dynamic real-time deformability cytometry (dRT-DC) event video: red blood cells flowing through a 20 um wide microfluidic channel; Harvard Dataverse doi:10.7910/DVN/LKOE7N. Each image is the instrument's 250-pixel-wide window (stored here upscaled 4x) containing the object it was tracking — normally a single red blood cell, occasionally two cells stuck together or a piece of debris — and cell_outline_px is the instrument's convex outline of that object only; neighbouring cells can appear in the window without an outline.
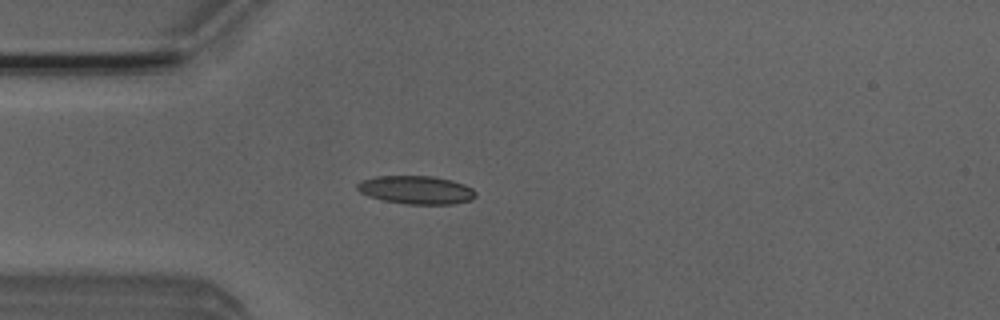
{"species": "Egyptian fruit bat (a non-hibernating species)", "species_latin": "Rousettus aegyptiacus", "temperature_condition": "room temperature", "stored_images_in_passage": 3, "camera_frame_rate_fps": 3000, "um_per_image_px": 0.085, "animal": {"sex": "male"}, "frame": {"image": 1, "passage_image": 2, "time_ms": 0.333, "image_size_px": [1000, 320], "cell_outline_px": [[476, 196], [472, 200], [456, 204], [408, 204], [384, 200], [368, 196], [360, 192], [356, 188], [356, 184], [360, 180], [376, 176], [432, 176], [452, 180], [464, 184], [472, 188], [476, 192]], "centroid_in_image_um": [35.39, 16.14], "position_along_channel_um": 49.6, "area_um2": 19.65}}